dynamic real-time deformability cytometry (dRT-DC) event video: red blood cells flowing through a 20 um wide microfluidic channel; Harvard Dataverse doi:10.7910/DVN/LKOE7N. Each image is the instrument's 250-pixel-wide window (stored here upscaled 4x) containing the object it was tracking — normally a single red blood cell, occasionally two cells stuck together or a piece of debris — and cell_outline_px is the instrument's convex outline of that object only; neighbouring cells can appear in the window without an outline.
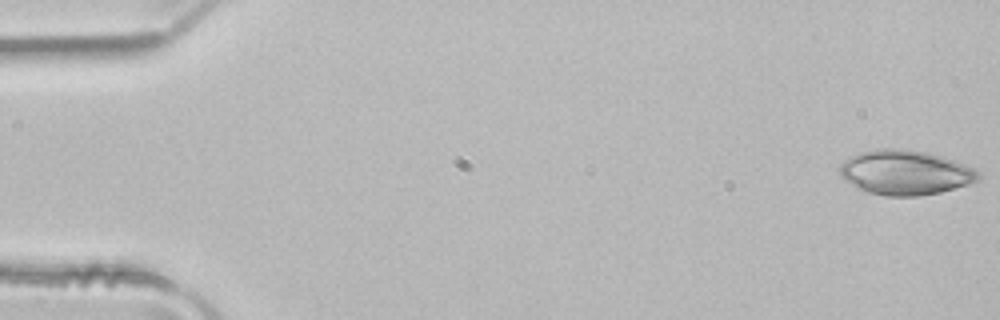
{"species": "common noctule bat (a hibernating species)", "species_latin": "Nyctalus noctula", "temperature_condition": "room temperature", "stored_images_in_passage": 4, "camera_frame_rate_fps": 3000, "um_per_image_px": 0.085, "animal": {"sex": "male", "body_mass_g": 21.5, "forearm_length_mm": 52.0}, "frame": {"image": 1, "passage_image": 1, "time_ms": 0.0, "image_size_px": [1000, 320], "cell_outline_px": [[980, 180], [968, 184], [940, 192], [920, 196], [884, 196], [868, 192], [856, 188], [844, 180], [840, 176], [840, 164], [844, 160], [860, 152], [876, 148], [900, 148], [924, 152], [940, 156], [964, 164], [980, 172]], "centroid_in_image_um": [76.91, 14.67], "position_along_channel_um": 8.1, "area_um2": 36.13}}